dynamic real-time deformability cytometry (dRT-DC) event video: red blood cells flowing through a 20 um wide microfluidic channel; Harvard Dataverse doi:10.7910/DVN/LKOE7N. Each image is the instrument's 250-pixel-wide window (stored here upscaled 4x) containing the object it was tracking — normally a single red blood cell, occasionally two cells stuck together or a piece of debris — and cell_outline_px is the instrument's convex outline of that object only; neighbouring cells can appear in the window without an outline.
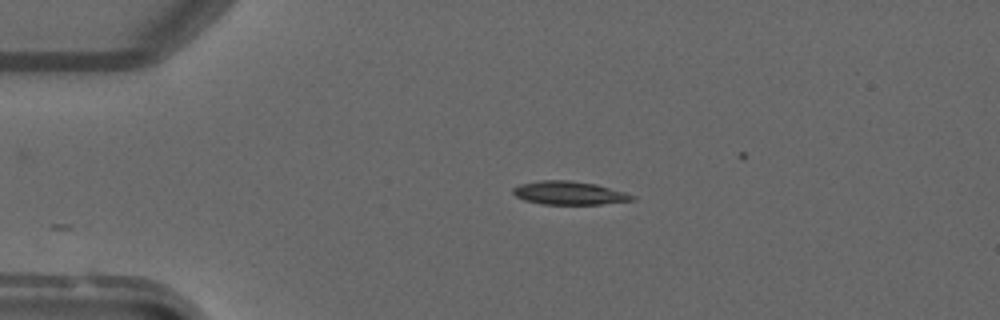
{"species": "common noctule bat (a hibernating species)", "species_latin": "Nyctalus noctula", "temperature_condition": "warm", "stored_images_in_passage": 3, "camera_frame_rate_fps": 3000, "um_per_image_px": 0.085, "animal": {"sex": "male", "forearm_length_mm": 52.5}, "frame": {"image": 1, "passage_image": 2, "time_ms": 1.333, "image_size_px": [1000, 320], "cell_outline_px": [[636, 200], [600, 204], [544, 204], [524, 200], [516, 196], [512, 192], [512, 188], [520, 184], [540, 180], [568, 180], [596, 184], [624, 192], [636, 196]], "centroid_in_image_um": [48.38, 16.4], "position_along_channel_um": 36.6, "area_um2": 16.18}}